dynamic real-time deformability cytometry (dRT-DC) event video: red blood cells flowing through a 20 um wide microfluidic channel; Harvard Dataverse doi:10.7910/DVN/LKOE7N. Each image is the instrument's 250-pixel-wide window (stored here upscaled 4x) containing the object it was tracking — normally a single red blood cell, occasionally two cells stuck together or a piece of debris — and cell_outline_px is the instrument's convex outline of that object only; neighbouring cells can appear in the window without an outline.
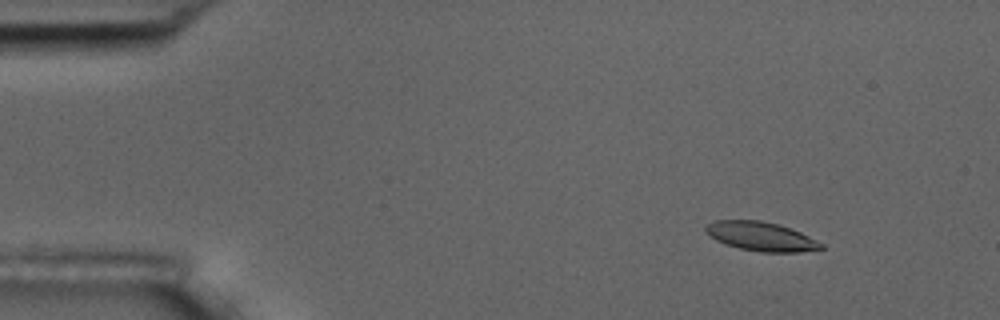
{"species": "common noctule bat (a hibernating species)", "species_latin": "Nyctalus noctula", "temperature_condition": "room temperature", "stored_images_in_passage": 29, "camera_frame_rate_fps": 3000, "um_per_image_px": 0.085, "animal": {"sex": "male", "body_mass_g": 17.5, "forearm_length_mm": 52.3}, "frame": {"image": 1, "passage_image": 7, "time_ms": 2.0, "image_size_px": [1000, 320], "cell_outline_px": [[824, 248], [800, 252], [760, 252], [740, 248], [716, 240], [708, 236], [704, 232], [704, 228], [708, 224], [716, 220], [760, 220], [776, 224], [800, 232], [824, 244]], "centroid_in_image_um": [64.66, 20.09], "position_along_channel_um": 20.3, "area_um2": 19.36}}
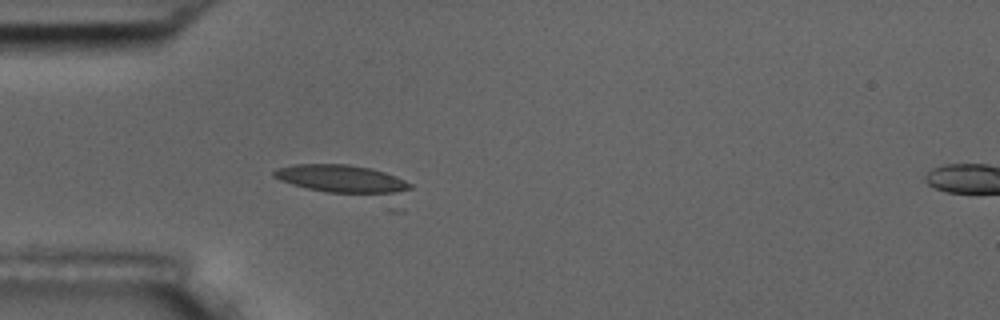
{"frame": {"image": 2, "passage_image": 17, "time_ms": 5.333, "image_size_px": [1000, 320], "cell_outline_px": [[412, 188], [404, 212], [388, 212], [292, 184], [280, 180], [272, 176], [272, 172], [276, 168], [292, 164], [348, 164], [372, 168], [396, 176], [412, 184]], "centroid_in_image_um": [29.77, 15.64], "position_along_channel_um": 55.2, "area_um2": 29.59}}
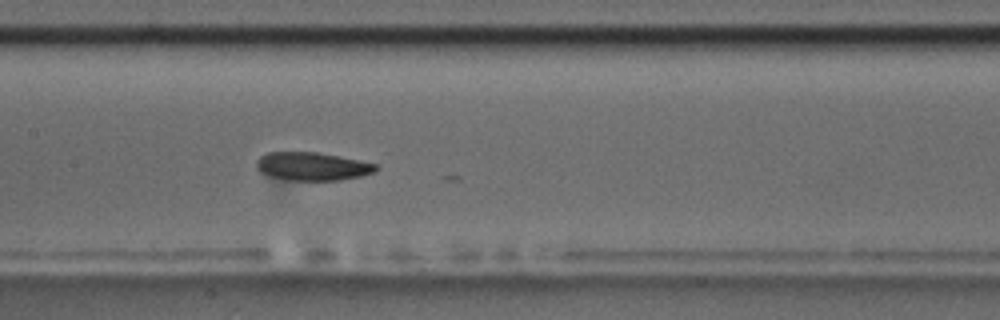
{"frame": {"image": 3, "passage_image": 28, "time_ms": 9.0, "image_size_px": [1000, 320], "cell_outline_px": [[380, 168], [376, 172], [360, 176], [340, 180], [292, 180], [268, 176], [260, 172], [256, 168], [256, 160], [260, 156], [268, 152], [316, 152], [360, 160], [380, 164]], "centroid_in_image_um": [26.58, 14.14], "position_along_channel_um": 180.8, "area_um2": 19.83}}